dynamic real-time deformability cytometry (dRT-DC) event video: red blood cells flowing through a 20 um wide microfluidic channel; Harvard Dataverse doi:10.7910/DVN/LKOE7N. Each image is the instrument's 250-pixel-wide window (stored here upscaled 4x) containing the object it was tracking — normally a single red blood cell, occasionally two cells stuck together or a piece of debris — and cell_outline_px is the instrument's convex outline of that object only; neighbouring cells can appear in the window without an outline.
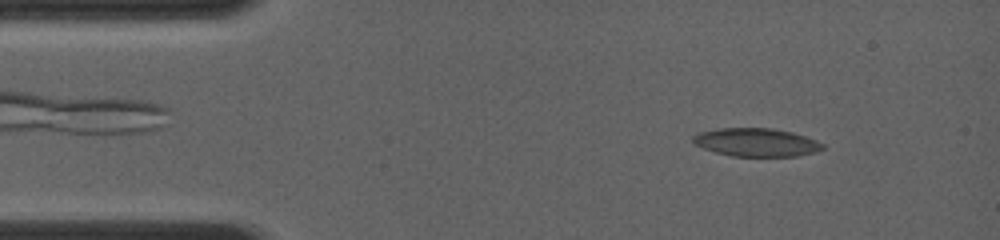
{"species": "common noctule bat (a hibernating species)", "species_latin": "Nyctalus noctula", "temperature_condition": "room temperature", "stored_images_in_passage": 15, "camera_frame_rate_fps": 4000, "um_per_image_px": 0.085, "animal": {"sex": "female", "body_mass_g": 19.0, "forearm_length_mm": 56.7}, "frame": {"image": 1, "passage_image": 1, "time_ms": 0.0, "image_size_px": [1000, 240], "cell_outline_px": [[824, 148], [816, 152], [796, 156], [732, 156], [716, 152], [692, 144], [692, 136], [700, 132], [720, 128], [772, 128], [792, 132], [816, 140], [824, 144]], "centroid_in_image_um": [64.28, 12.1], "position_along_channel_um": 20.7, "area_um2": 21.33}}
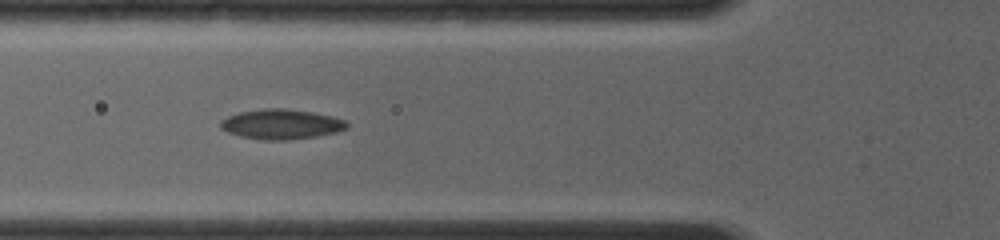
{"frame": {"image": 2, "passage_image": 9, "time_ms": 3.5, "image_size_px": [1000, 240], "cell_outline_px": [[348, 128], [336, 132], [316, 136], [288, 140], [260, 140], [240, 136], [228, 132], [220, 128], [220, 120], [228, 116], [240, 112], [264, 108], [284, 108], [312, 112], [332, 116], [344, 120], [348, 124]], "centroid_in_image_um": [23.89, 10.56], "position_along_channel_um": 101.9, "area_um2": 22.08}}
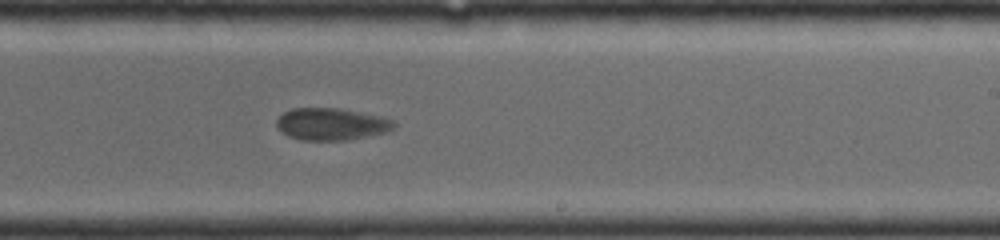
{"frame": {"image": 3, "passage_image": 15, "time_ms": 7.25, "image_size_px": [1000, 240], "cell_outline_px": [[396, 124], [388, 132], [348, 140], [300, 140], [288, 136], [280, 132], [276, 128], [276, 120], [284, 112], [292, 108], [340, 108], [380, 116], [392, 120]], "centroid_in_image_um": [28.13, 10.55], "position_along_channel_um": 260.9, "area_um2": 22.08}}